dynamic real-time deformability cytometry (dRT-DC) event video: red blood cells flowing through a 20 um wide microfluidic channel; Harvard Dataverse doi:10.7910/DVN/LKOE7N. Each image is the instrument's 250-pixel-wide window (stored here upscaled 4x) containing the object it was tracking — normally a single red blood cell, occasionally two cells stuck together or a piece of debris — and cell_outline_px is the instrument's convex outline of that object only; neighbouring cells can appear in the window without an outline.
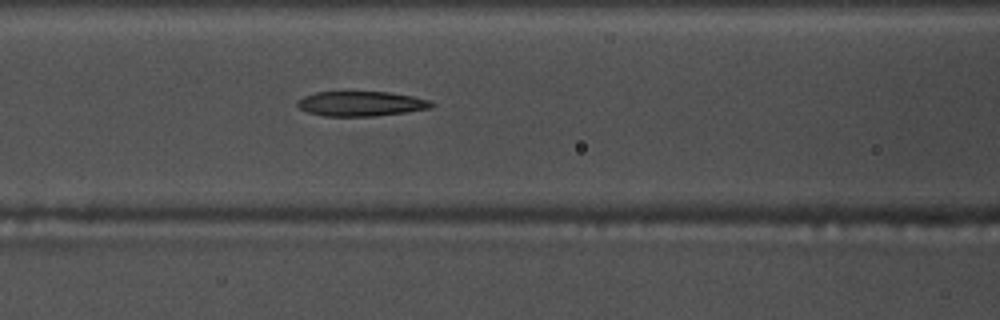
{"species": "common noctule bat (a hibernating species)", "species_latin": "Nyctalus noctula", "temperature_condition": "warm", "stored_images_in_passage": 49, "camera_frame_rate_fps": 3000, "um_per_image_px": 0.085, "animal": {"sex": "male", "body_mass_g": 17.5, "forearm_length_mm": 52.3}, "frame": {"image": 1, "passage_image": 22, "time_ms": 7.0, "image_size_px": [1000, 320], "cell_outline_px": [[436, 104], [432, 108], [376, 116], [324, 116], [308, 112], [300, 108], [296, 104], [304, 96], [316, 92], [388, 92], [412, 96], [432, 100]], "centroid_in_image_um": [30.74, 8.81], "position_along_channel_um": 135.9, "area_um2": 19.36}}
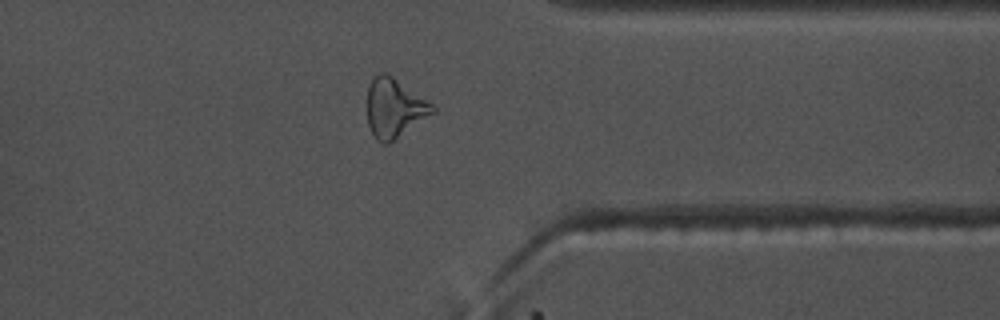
{"frame": {"image": 2, "passage_image": 42, "time_ms": 13.667, "image_size_px": [1000, 320], "cell_outline_px": [[436, 112], [388, 144], [384, 144], [376, 140], [368, 124], [368, 84], [372, 76], [380, 72], [384, 72], [392, 76], [428, 100], [436, 108]], "centroid_in_image_um": [33.52, 9.17], "position_along_channel_um": 377.9, "area_um2": 22.54}}